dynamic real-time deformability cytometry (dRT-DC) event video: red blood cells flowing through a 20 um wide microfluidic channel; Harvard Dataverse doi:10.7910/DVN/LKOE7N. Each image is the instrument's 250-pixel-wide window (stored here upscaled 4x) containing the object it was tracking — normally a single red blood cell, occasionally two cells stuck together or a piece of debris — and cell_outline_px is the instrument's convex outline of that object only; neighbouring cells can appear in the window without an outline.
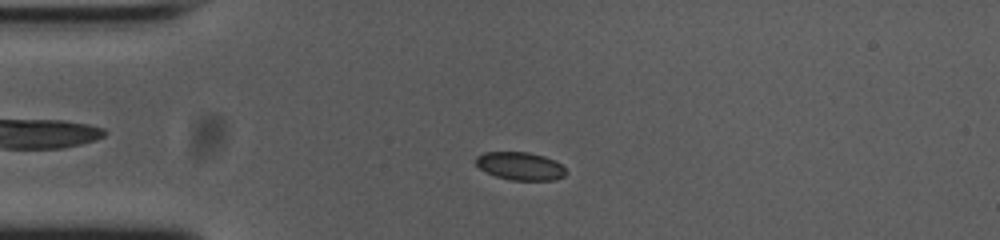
{"species": "common noctule bat (a hibernating species)", "species_latin": "Nyctalus noctula", "temperature_condition": "cold", "stored_images_in_passage": 51, "camera_frame_rate_fps": 3000, "um_per_image_px": 0.085, "animal": {"sex": "female", "body_mass_g": 23.0, "forearm_length_mm": 53.4}, "frame": {"image": 1, "passage_image": 10, "time_ms": 3.0, "image_size_px": [1000, 240], "cell_outline_px": [[568, 172], [564, 176], [556, 180], [512, 180], [496, 176], [480, 168], [476, 164], [476, 156], [484, 152], [528, 152], [544, 156], [560, 164]], "centroid_in_image_um": [44.23, 14.11], "position_along_channel_um": 40.8, "area_um2": 14.57}}
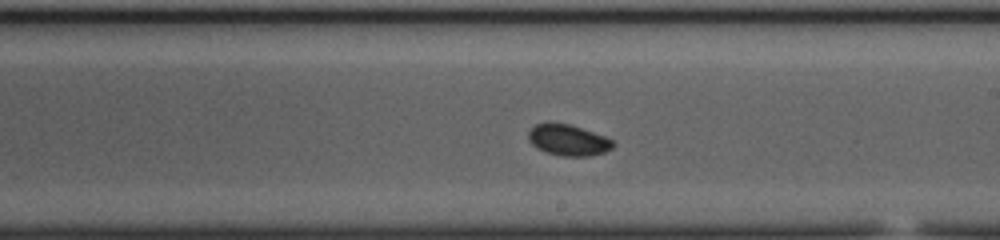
{"frame": {"image": 2, "passage_image": 28, "time_ms": 9.0, "image_size_px": [1000, 240], "cell_outline_px": [[616, 144], [612, 148], [604, 152], [588, 156], [564, 156], [548, 152], [532, 144], [528, 140], [528, 132], [536, 124], [548, 120], [568, 124], [604, 136], [612, 140]], "centroid_in_image_um": [48.28, 11.88], "position_along_channel_um": 240.7, "area_um2": 15.26}}
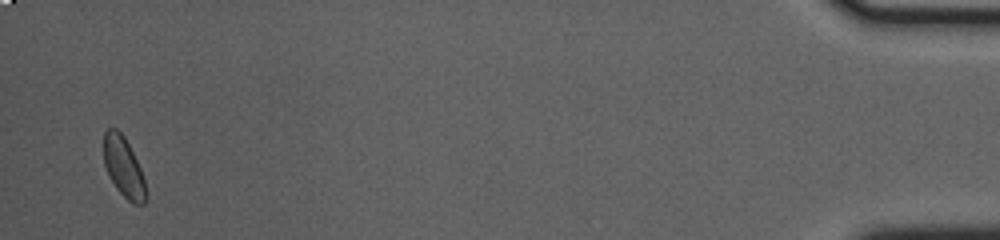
{"frame": {"image": 3, "passage_image": 50, "time_ms": 16.333, "image_size_px": [1000, 240], "cell_outline_px": [[148, 196], [144, 204], [132, 204], [116, 188], [104, 164], [104, 132], [108, 128], [116, 128], [124, 136], [140, 168], [148, 192]], "centroid_in_image_um": [10.53, 14.24], "position_along_channel_um": 424.7, "area_um2": 14.62}, "authors_computed_cell_mechanics": {"area_um2": 15.1436, "velocity_mm_per_s": 3.7266, "shape_relaxation_time_tau1_ms": 2.2906, "shape_relaxation_time_tau2_ms": null, "deformation_change_tau1": 0.0562, "deformation_change_tau2": null}}